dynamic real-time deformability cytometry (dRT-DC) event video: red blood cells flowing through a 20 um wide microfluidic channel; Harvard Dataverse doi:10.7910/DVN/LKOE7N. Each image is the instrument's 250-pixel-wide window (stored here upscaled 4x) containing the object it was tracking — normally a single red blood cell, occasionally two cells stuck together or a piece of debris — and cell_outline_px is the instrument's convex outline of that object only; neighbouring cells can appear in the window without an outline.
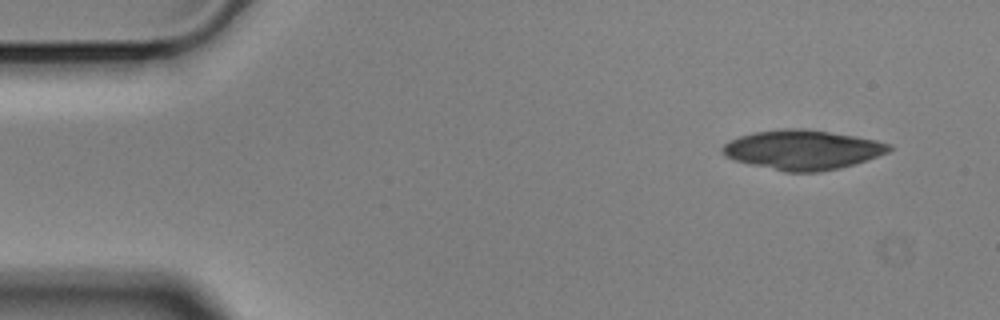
{"species": "Egyptian fruit bat (a non-hibernating species)", "species_latin": "Rousettus aegyptiacus", "temperature_condition": "cold", "stored_images_in_passage": 11, "camera_frame_rate_fps": 3000, "um_per_image_px": 0.085, "animal": {"sex": "male"}, "frame": {"image": 1, "passage_image": 1, "time_ms": 0.0, "image_size_px": [1000, 320], "cell_outline_px": [[892, 148], [888, 152], [840, 168], [816, 172], [784, 172], [736, 160], [728, 156], [720, 148], [724, 144], [740, 136], [752, 132], [780, 128], [804, 128], [876, 140], [892, 144]], "centroid_in_image_um": [68.21, 12.72], "position_along_channel_um": 16.8, "area_um2": 37.92}}